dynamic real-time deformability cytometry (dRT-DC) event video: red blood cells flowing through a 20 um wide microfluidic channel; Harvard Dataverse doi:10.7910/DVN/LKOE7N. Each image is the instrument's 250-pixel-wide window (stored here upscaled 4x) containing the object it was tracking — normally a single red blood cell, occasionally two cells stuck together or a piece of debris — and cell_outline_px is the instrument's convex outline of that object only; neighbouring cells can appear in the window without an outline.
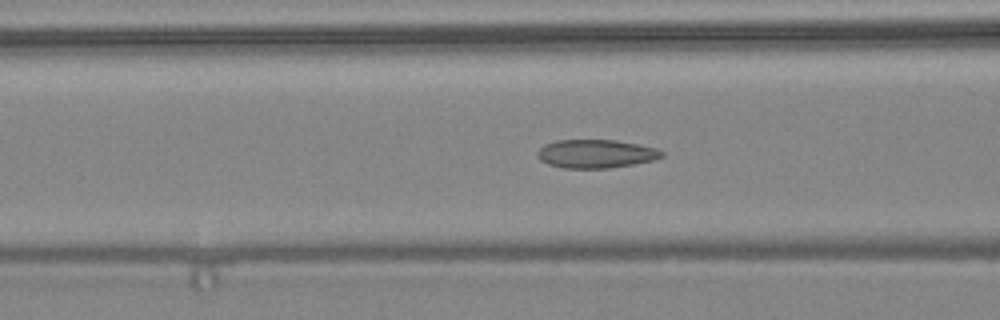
{"species": "common noctule bat (a hibernating species)", "species_latin": "Nyctalus noctula", "temperature_condition": "warm", "stored_images_in_passage": 38, "camera_frame_rate_fps": 3000, "um_per_image_px": 0.085, "animal": {"sex": "female", "body_mass_g": 24.6, "forearm_length_mm": 56.2}, "frame": {"image": 1, "passage_image": 19, "time_ms": 6.0, "image_size_px": [1000, 320], "cell_outline_px": [[664, 156], [652, 160], [632, 164], [608, 168], [564, 168], [548, 164], [540, 160], [536, 156], [536, 152], [544, 144], [556, 140], [616, 140], [656, 148], [664, 152]], "centroid_in_image_um": [50.61, 13.07], "position_along_channel_um": 116.0, "area_um2": 20.58}}
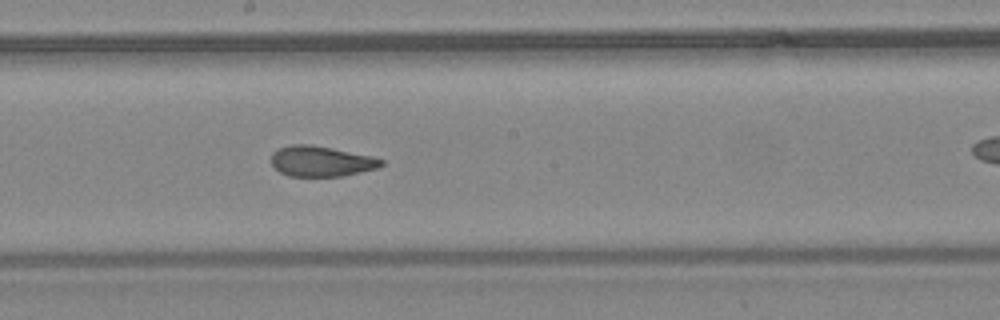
{"frame": {"image": 2, "passage_image": 26, "time_ms": 8.333, "image_size_px": [1000, 320], "cell_outline_px": [[384, 164], [376, 168], [344, 176], [288, 176], [280, 172], [272, 164], [272, 152], [276, 148], [292, 144], [312, 144], [372, 156], [384, 160]], "centroid_in_image_um": [27.28, 13.7], "position_along_channel_um": 220.9, "area_um2": 19.59}}
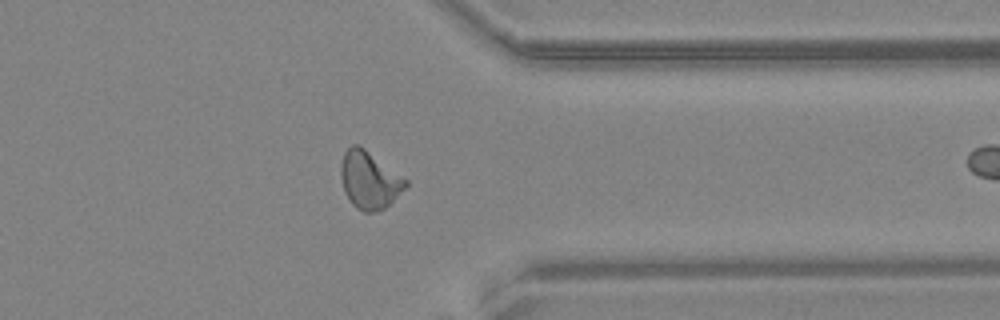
{"frame": {"image": 3, "passage_image": 37, "time_ms": 12.0, "image_size_px": [1000, 320], "cell_outline_px": [[408, 184], [384, 208], [376, 212], [364, 212], [356, 208], [352, 204], [344, 192], [340, 176], [340, 164], [344, 152], [352, 144], [360, 144], [408, 180]], "centroid_in_image_um": [31.36, 15.27], "position_along_channel_um": 380.0, "area_um2": 21.73}}